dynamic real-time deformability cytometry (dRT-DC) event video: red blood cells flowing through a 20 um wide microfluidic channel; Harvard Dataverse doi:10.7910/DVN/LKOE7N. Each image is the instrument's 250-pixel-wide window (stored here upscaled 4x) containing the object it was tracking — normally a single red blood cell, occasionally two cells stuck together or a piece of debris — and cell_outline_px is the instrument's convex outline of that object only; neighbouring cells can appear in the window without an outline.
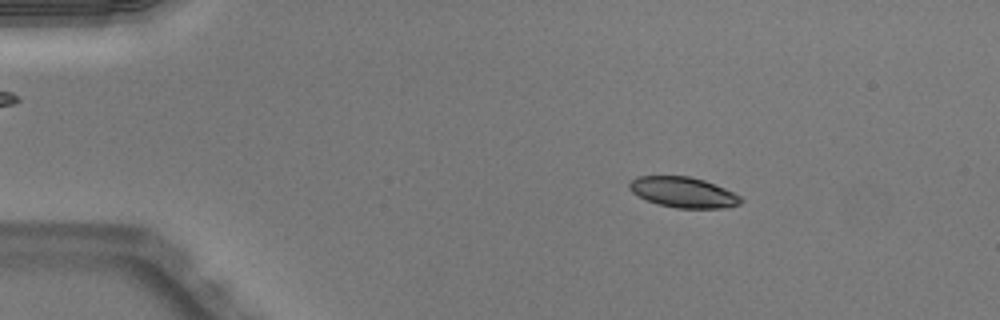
{"species": "Egyptian fruit bat (a non-hibernating species)", "species_latin": "Rousettus aegyptiacus", "temperature_condition": "warm", "stored_images_in_passage": 51, "camera_frame_rate_fps": 3000, "um_per_image_px": 0.085, "animal": {"sex": "male"}, "frame": {"image": 1, "passage_image": 9, "time_ms": 2.667, "image_size_px": [1000, 320], "cell_outline_px": [[744, 200], [740, 204], [724, 208], [676, 208], [656, 204], [632, 192], [628, 188], [628, 184], [636, 176], [688, 176], [704, 180], [724, 188], [740, 196]], "centroid_in_image_um": [58.08, 16.35], "position_along_channel_um": 26.9, "area_um2": 19.77}}
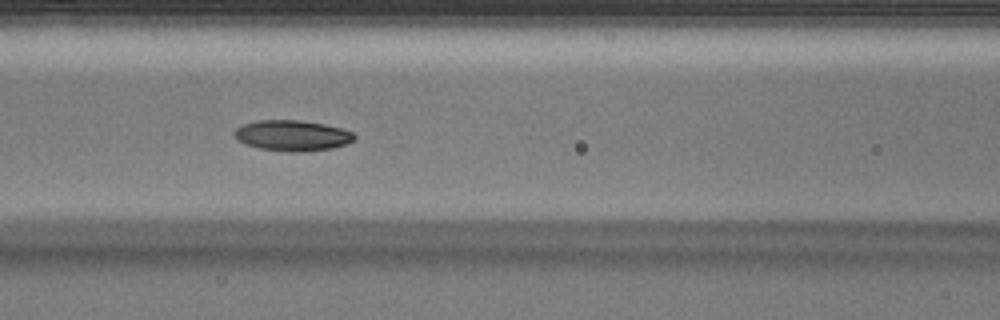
{"frame": {"image": 2, "passage_image": 23, "time_ms": 7.333, "image_size_px": [1000, 320], "cell_outline_px": [[356, 136], [348, 144], [332, 148], [300, 152], [292, 152], [260, 148], [244, 144], [236, 140], [236, 128], [244, 124], [256, 120], [300, 120], [324, 124], [340, 128], [352, 132]], "centroid_in_image_um": [24.85, 11.52], "position_along_channel_um": 141.8, "area_um2": 21.33}}
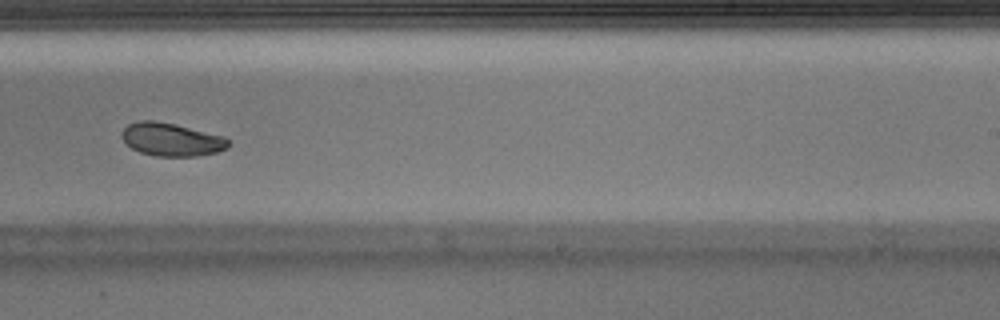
{"frame": {"image": 3, "passage_image": 33, "time_ms": 10.667, "image_size_px": [1000, 320], "cell_outline_px": [[232, 144], [228, 148], [216, 152], [196, 156], [156, 156], [140, 152], [132, 148], [120, 136], [124, 128], [128, 124], [140, 120], [152, 120], [176, 124], [224, 136]], "centroid_in_image_um": [14.59, 11.85], "position_along_channel_um": 274.4, "area_um2": 20.58}, "authors_computed_cell_mechanics": {"area_um2": 21.2126, "velocity_mm_per_s": 3.9843, "shape_relaxation_time_tau1_ms": 2.5939, "shape_relaxation_time_tau2_ms": 9.0888, "deformation_change_tau1": 0.1041, "deformation_change_tau2": 0.124}}